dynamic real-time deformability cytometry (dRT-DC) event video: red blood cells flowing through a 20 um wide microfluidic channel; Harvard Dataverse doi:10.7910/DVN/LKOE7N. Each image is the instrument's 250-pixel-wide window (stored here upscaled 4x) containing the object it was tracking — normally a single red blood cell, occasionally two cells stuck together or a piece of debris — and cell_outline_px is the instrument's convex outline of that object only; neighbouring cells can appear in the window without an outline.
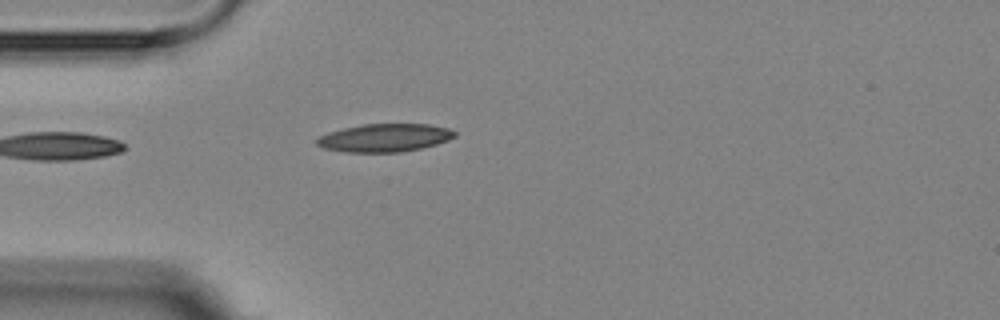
{"species": "Egyptian fruit bat (a non-hibernating species)", "species_latin": "Rousettus aegyptiacus", "temperature_condition": "room temperature", "stored_images_in_passage": 2, "camera_frame_rate_fps": 3000, "um_per_image_px": 0.085, "animal": {"sex": "female"}, "frame": {"image": 1, "passage_image": 2, "time_ms": 1.333, "image_size_px": [1000, 320], "cell_outline_px": [[456, 136], [448, 140], [436, 144], [420, 148], [400, 152], [344, 152], [324, 148], [316, 144], [316, 140], [320, 136], [328, 132], [344, 128], [364, 124], [428, 124], [448, 128], [456, 132]], "centroid_in_image_um": [32.69, 11.71], "position_along_channel_um": 52.3, "area_um2": 22.43}}